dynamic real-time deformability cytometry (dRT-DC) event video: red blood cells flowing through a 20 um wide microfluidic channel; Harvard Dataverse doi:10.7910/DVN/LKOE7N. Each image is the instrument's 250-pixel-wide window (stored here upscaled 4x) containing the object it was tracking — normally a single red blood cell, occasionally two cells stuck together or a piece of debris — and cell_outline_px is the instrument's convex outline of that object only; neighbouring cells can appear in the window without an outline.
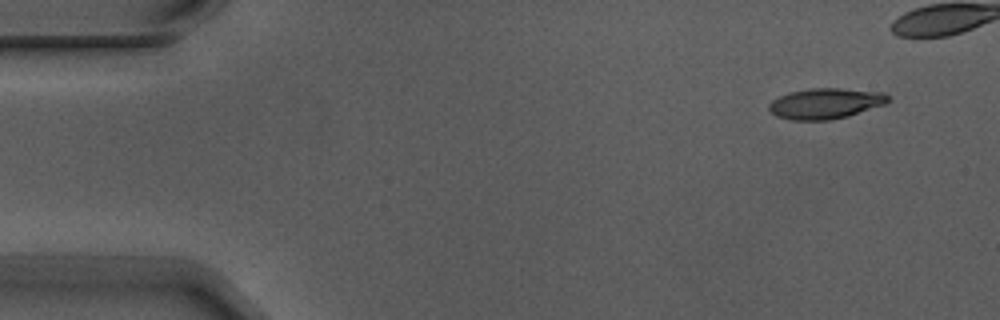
{"species": "Egyptian fruit bat (a non-hibernating species)", "species_latin": "Rousettus aegyptiacus", "temperature_condition": "warm", "stored_images_in_passage": 5, "camera_frame_rate_fps": 3000, "um_per_image_px": 0.085, "animal": {"sex": "male"}, "frame": {"image": 1, "passage_image": 1, "time_ms": 0.0, "image_size_px": [1000, 320], "cell_outline_px": [[892, 100], [884, 104], [848, 116], [828, 120], [792, 120], [776, 116], [768, 108], [768, 104], [772, 100], [788, 92], [808, 88], [840, 88], [884, 92]], "centroid_in_image_um": [70.16, 8.78], "position_along_channel_um": 14.8, "area_um2": 21.33}}
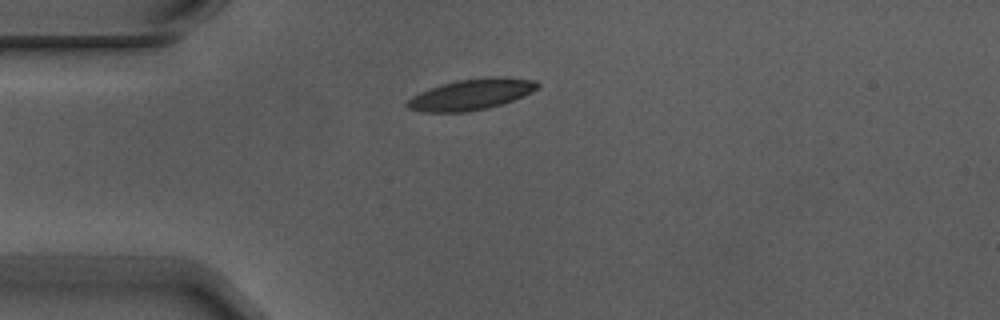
{"frame": {"image": 2, "passage_image": 5, "time_ms": 1.333, "image_size_px": [1000, 320], "cell_outline_px": [[540, 84], [532, 92], [512, 100], [488, 108], [464, 112], [424, 112], [408, 108], [404, 104], [412, 96], [428, 88], [440, 84], [456, 80], [492, 76], [508, 76], [536, 80]], "centroid_in_image_um": [40.05, 8.0], "position_along_channel_um": 45.0, "area_um2": 23.64}}